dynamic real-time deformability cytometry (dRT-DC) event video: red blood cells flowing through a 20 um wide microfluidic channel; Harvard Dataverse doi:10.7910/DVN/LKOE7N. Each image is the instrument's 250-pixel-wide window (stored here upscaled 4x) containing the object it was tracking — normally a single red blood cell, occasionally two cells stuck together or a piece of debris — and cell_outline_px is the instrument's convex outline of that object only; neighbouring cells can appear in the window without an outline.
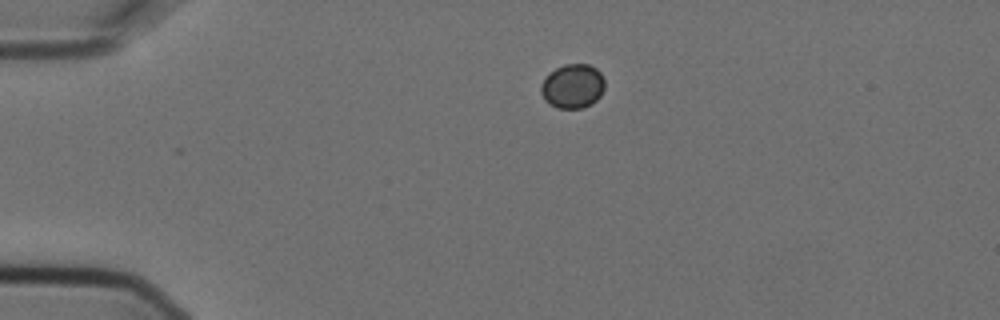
{"species": "Egyptian fruit bat (a non-hibernating species)", "species_latin": "Rousettus aegyptiacus", "temperature_condition": "cold", "stored_images_in_passage": 5, "camera_frame_rate_fps": 3000, "um_per_image_px": 0.085, "animal": {"sex": "female"}, "frame": {"image": 1, "passage_image": 1, "time_ms": 0.0, "image_size_px": [1000, 320], "cell_outline_px": [[604, 88], [600, 96], [592, 104], [584, 108], [556, 108], [544, 100], [540, 92], [540, 84], [548, 72], [564, 64], [588, 64], [596, 68], [600, 72], [604, 80]], "centroid_in_image_um": [48.65, 7.32], "position_along_channel_um": 36.4, "area_um2": 16.7}}
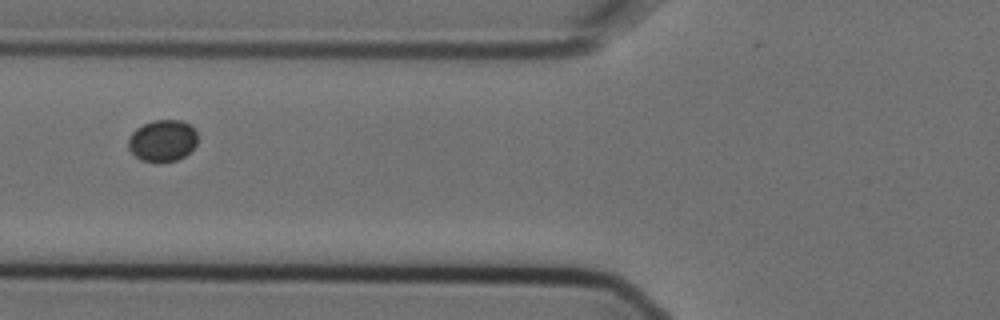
{"frame": {"image": 2, "passage_image": 4, "time_ms": 1.0, "image_size_px": [1000, 320], "cell_outline_px": [[196, 144], [184, 156], [176, 160], [140, 160], [128, 148], [128, 140], [132, 132], [136, 128], [152, 120], [184, 120], [196, 132]], "centroid_in_image_um": [13.8, 11.92], "position_along_channel_um": 112.0, "area_um2": 16.42}}
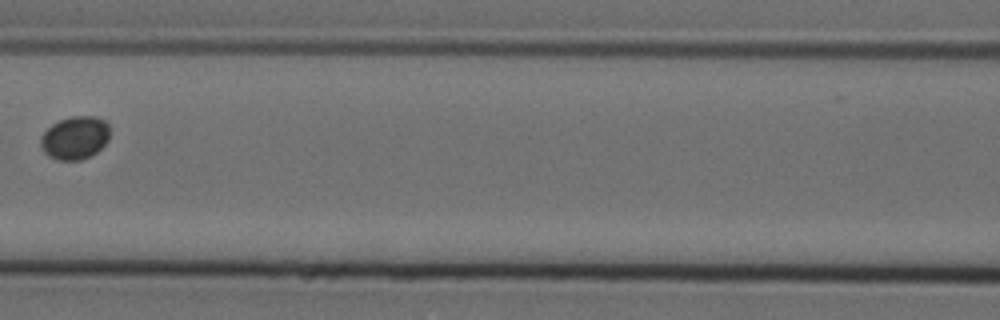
{"frame": {"image": 3, "passage_image": 5, "time_ms": 1.333, "image_size_px": [1000, 320], "cell_outline_px": [[108, 140], [92, 156], [80, 160], [60, 160], [48, 156], [44, 152], [40, 144], [40, 136], [52, 124], [60, 120], [72, 116], [96, 116], [104, 120], [108, 124]], "centroid_in_image_um": [6.36, 11.71], "position_along_channel_um": 160.2, "area_um2": 17.34}}